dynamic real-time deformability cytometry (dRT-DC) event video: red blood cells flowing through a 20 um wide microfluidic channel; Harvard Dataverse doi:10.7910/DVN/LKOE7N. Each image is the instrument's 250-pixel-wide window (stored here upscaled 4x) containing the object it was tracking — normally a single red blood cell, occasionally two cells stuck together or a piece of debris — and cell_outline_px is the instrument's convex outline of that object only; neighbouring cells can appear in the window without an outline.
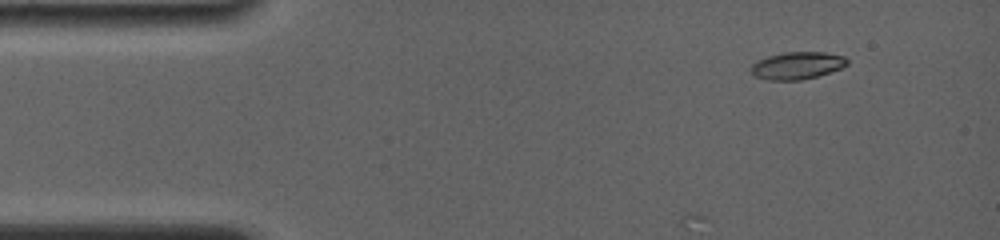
{"species": "common noctule bat (a hibernating species)", "species_latin": "Nyctalus noctula", "temperature_condition": "room temperature", "stored_images_in_passage": 3, "camera_frame_rate_fps": 4000, "um_per_image_px": 0.085, "animal": {"sex": "female", "body_mass_g": 19.0, "forearm_length_mm": 56.7}, "frame": {"image": 1, "passage_image": 1, "time_ms": 0.0, "image_size_px": [1000, 240], "cell_outline_px": [[848, 64], [840, 68], [816, 76], [800, 80], [768, 80], [756, 76], [748, 68], [752, 64], [768, 56], [784, 52], [824, 52], [844, 56], [848, 60]], "centroid_in_image_um": [67.75, 5.56], "position_along_channel_um": 17.3, "area_um2": 15.14}}